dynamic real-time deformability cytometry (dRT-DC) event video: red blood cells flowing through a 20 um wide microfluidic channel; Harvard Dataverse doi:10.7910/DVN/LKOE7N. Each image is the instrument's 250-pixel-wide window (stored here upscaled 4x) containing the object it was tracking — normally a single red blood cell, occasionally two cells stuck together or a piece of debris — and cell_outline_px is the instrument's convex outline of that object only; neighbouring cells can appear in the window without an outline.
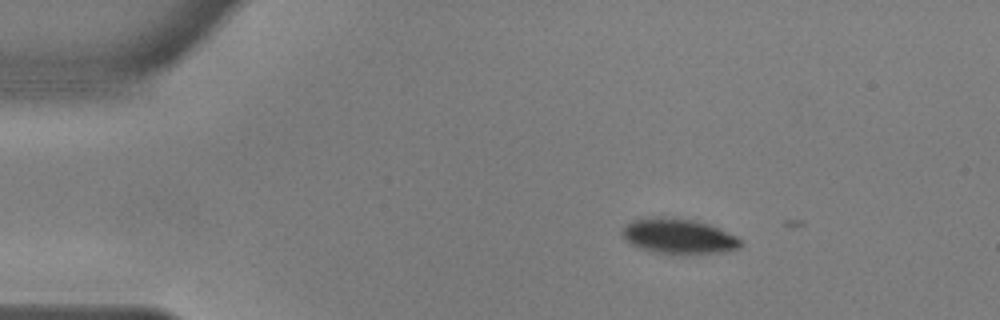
{"species": "common noctule bat (a hibernating species)", "species_latin": "Nyctalus noctula", "temperature_condition": "warm", "stored_images_in_passage": 3, "camera_frame_rate_fps": 3000, "um_per_image_px": 0.085, "animal": {"sex": "male", "body_mass_g": 17.9, "forearm_length_mm": 54.2}, "frame": {"image": 1, "passage_image": 1, "time_ms": 0.0, "image_size_px": [1000, 320], "cell_outline_px": [[740, 248], [724, 252], [692, 256], [680, 256], [656, 252], [640, 248], [624, 240], [620, 232], [632, 220], [656, 216], [672, 216], [696, 220], [720, 228], [736, 236], [740, 240]], "centroid_in_image_um": [57.69, 20.1], "position_along_channel_um": 27.3, "area_um2": 25.09}}